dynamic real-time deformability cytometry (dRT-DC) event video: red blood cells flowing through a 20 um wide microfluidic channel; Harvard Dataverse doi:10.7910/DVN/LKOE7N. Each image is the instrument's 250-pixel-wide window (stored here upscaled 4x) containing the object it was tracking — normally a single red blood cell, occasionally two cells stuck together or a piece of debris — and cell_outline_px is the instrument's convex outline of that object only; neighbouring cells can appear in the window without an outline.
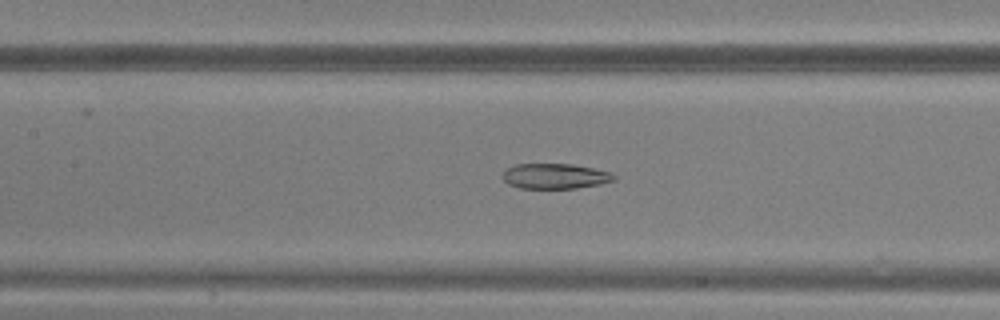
{"species": "common noctule bat (a hibernating species)", "species_latin": "Nyctalus noctula", "temperature_condition": "warm", "stored_images_in_passage": 25, "camera_frame_rate_fps": 3000, "um_per_image_px": 0.085, "animal": {"sex": "male", "body_mass_g": 20.5, "forearm_length_mm": 52.5}, "frame": {"image": 1, "passage_image": 7, "time_ms": 2.0, "image_size_px": [1000, 320], "cell_outline_px": [[616, 180], [600, 184], [576, 188], [520, 188], [508, 184], [500, 176], [508, 168], [516, 164], [572, 164], [612, 172], [616, 176]], "centroid_in_image_um": [47.19, 14.97], "position_along_channel_um": 160.2, "area_um2": 16.42}}
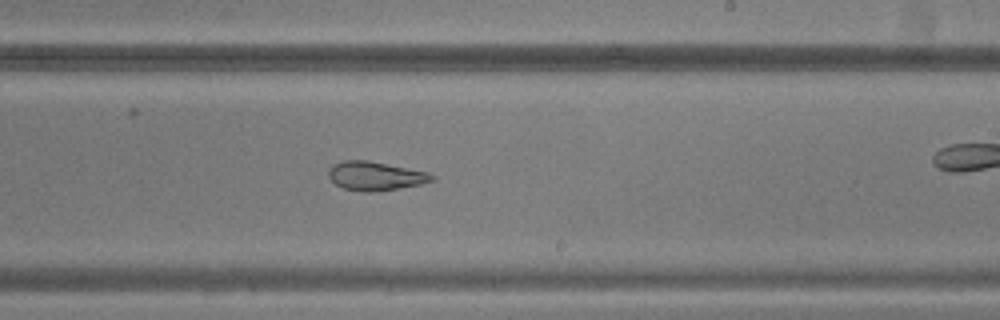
{"frame": {"image": 2, "passage_image": 14, "time_ms": 4.333, "image_size_px": [1000, 320], "cell_outline_px": [[436, 180], [420, 184], [376, 192], [364, 192], [344, 188], [336, 184], [328, 176], [328, 172], [332, 164], [344, 160], [368, 160], [428, 172], [436, 176]], "centroid_in_image_um": [31.92, 14.95], "position_along_channel_um": 257.1, "area_um2": 17.4}}
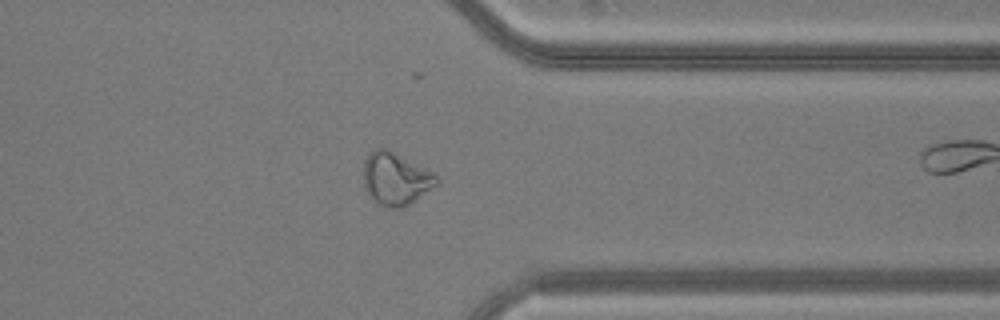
{"frame": {"image": 3, "passage_image": 23, "time_ms": 7.333, "image_size_px": [1000, 320], "cell_outline_px": [[440, 180], [436, 184], [404, 208], [388, 208], [376, 204], [372, 200], [364, 188], [364, 160], [368, 152], [376, 148], [388, 148], [436, 172]], "centroid_in_image_um": [33.62, 15.17], "position_along_channel_um": 377.8, "area_um2": 22.95}}